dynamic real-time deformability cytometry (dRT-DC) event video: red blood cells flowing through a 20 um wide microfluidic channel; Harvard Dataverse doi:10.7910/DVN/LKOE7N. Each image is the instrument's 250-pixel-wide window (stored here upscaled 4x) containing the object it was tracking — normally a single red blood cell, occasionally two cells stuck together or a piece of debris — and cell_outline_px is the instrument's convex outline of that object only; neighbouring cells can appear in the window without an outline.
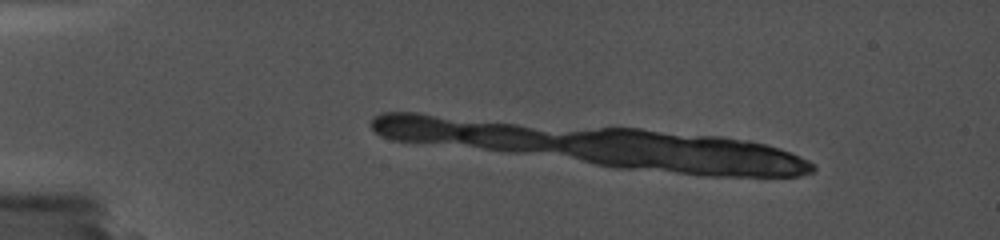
{"species": "common noctule bat (a hibernating species)", "species_latin": "Nyctalus noctula", "temperature_condition": "cold", "stored_images_in_passage": 2, "camera_frame_rate_fps": 5000, "um_per_image_px": 0.085, "animal": {"sex": "female", "body_mass_g": 19.0, "forearm_length_mm": 56.7}, "frame": {"image": 1, "passage_image": 2, "time_ms": 0.6, "image_size_px": [1000, 240], "cell_outline_px": [[984, 144], [972, 148], [896, 148], [840, 144], [844, 140], [856, 136], [920, 136], [976, 140]], "centroid_in_image_um": [77.47, 12.08], "position_along_channel_um": 7.5, "area_um2": 10.0}}